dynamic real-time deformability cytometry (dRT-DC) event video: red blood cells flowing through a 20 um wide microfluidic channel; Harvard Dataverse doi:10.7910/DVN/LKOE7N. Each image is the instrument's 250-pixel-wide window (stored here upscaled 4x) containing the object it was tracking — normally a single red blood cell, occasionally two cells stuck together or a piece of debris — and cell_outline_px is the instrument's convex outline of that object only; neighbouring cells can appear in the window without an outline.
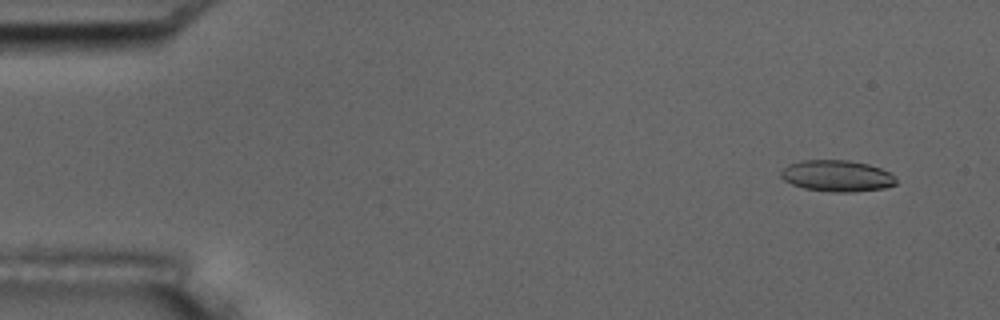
{"species": "common noctule bat (a hibernating species)", "species_latin": "Nyctalus noctula", "temperature_condition": "room temperature", "stored_images_in_passage": 56, "camera_frame_rate_fps": 3000, "um_per_image_px": 0.085, "animal": {"sex": "male", "body_mass_g": 17.5, "forearm_length_mm": 52.3}, "frame": {"image": 1, "passage_image": 4, "time_ms": 1.0, "image_size_px": [1000, 320], "cell_outline_px": [[896, 184], [884, 188], [852, 192], [832, 192], [804, 188], [792, 184], [784, 180], [780, 176], [780, 172], [788, 164], [800, 160], [848, 160], [868, 164], [880, 168], [896, 176]], "centroid_in_image_um": [71.13, 14.95], "position_along_channel_um": 13.9, "area_um2": 21.1}}
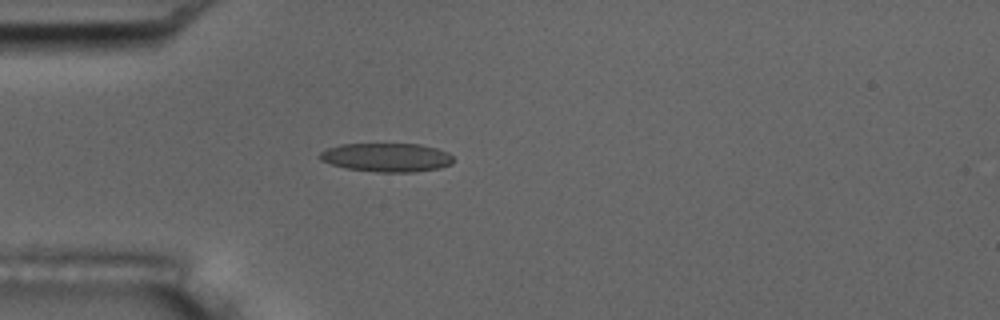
{"frame": {"image": 2, "passage_image": 16, "time_ms": 5.0, "image_size_px": [1000, 320], "cell_outline_px": [[452, 164], [440, 168], [412, 172], [376, 172], [348, 168], [332, 164], [320, 160], [320, 152], [328, 148], [340, 144], [420, 144], [436, 148], [448, 152], [452, 156]], "centroid_in_image_um": [32.88, 13.38], "position_along_channel_um": 52.1, "area_um2": 22.25}}
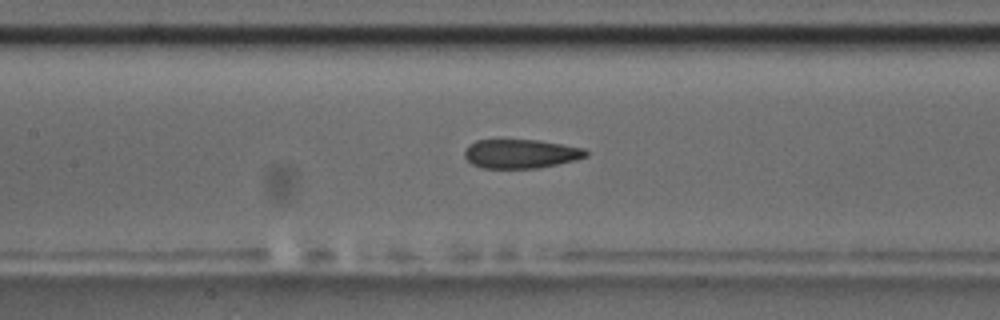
{"frame": {"image": 3, "passage_image": 26, "time_ms": 8.333, "image_size_px": [1000, 320], "cell_outline_px": [[588, 156], [576, 160], [536, 168], [480, 168], [472, 164], [464, 156], [464, 152], [468, 144], [476, 140], [540, 140], [584, 148], [588, 152]], "centroid_in_image_um": [44.25, 13.06], "position_along_channel_um": 163.1, "area_um2": 20.58}, "authors_computed_cell_mechanics": {"area_um2": 21.675, "velocity_mm_per_s": 3.5854, "shape_relaxation_time_tau1_ms": 10.7474, "shape_relaxation_time_tau2_ms": 2.1406, "deformation_change_tau1": 0.2146, "deformation_change_tau2": 0.0978}}